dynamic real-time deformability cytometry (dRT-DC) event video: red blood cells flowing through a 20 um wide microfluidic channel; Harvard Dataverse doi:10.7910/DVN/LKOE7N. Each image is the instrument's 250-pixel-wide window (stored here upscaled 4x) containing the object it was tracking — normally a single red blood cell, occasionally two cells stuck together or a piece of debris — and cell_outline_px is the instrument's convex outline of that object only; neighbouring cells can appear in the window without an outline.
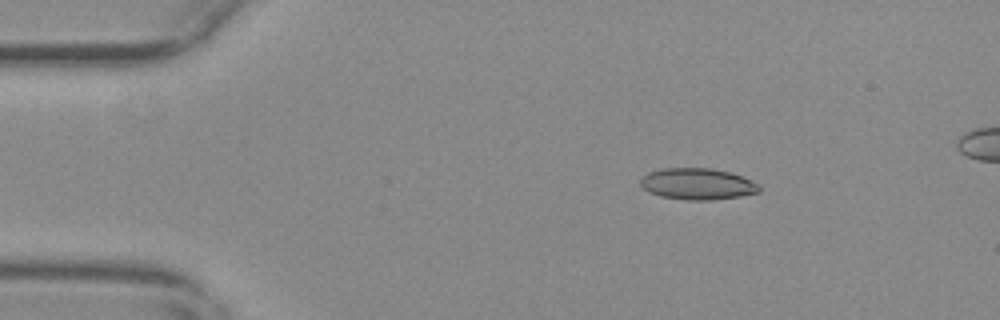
{"species": "common noctule bat (a hibernating species)", "species_latin": "Nyctalus noctula", "temperature_condition": "warm", "stored_images_in_passage": 54, "camera_frame_rate_fps": 3000, "um_per_image_px": 0.085, "animal": {"sex": "female", "body_mass_g": 29.2, "forearm_length_mm": 56.3}, "frame": {"image": 1, "passage_image": 8, "time_ms": 2.333, "image_size_px": [1000, 320], "cell_outline_px": [[760, 192], [740, 196], [712, 200], [688, 200], [660, 196], [648, 192], [640, 184], [640, 180], [648, 172], [664, 168], [708, 168], [728, 172], [752, 180], [760, 184]], "centroid_in_image_um": [59.29, 15.64], "position_along_channel_um": 25.7, "area_um2": 21.68}}
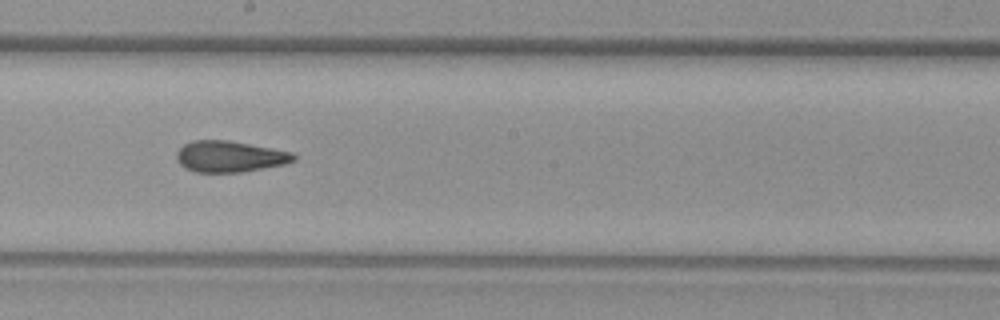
{"frame": {"image": 2, "passage_image": 30, "time_ms": 9.667, "image_size_px": [1000, 320], "cell_outline_px": [[296, 160], [284, 164], [240, 172], [196, 172], [184, 168], [180, 164], [176, 156], [176, 152], [184, 144], [192, 140], [228, 140], [292, 152], [296, 156]], "centroid_in_image_um": [19.5, 13.3], "position_along_channel_um": 228.7, "area_um2": 21.15}}
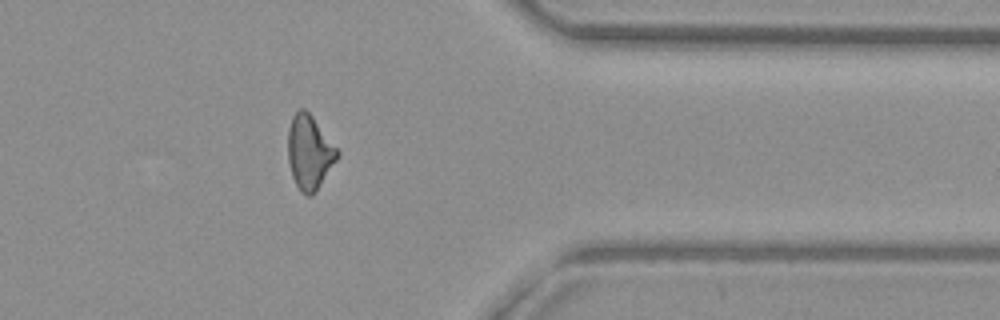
{"frame": {"image": 3, "passage_image": 44, "time_ms": 14.333, "image_size_px": [1000, 320], "cell_outline_px": [[340, 156], [316, 192], [312, 196], [308, 196], [300, 192], [292, 176], [288, 160], [288, 128], [292, 116], [300, 108], [304, 108], [312, 116], [340, 152]], "centroid_in_image_um": [26.31, 12.97], "position_along_channel_um": 385.1, "area_um2": 21.44}, "authors_computed_cell_mechanics": {"area_um2": 21.3282, "velocity_mm_per_s": 3.697, "shape_relaxation_time_tau1_ms": null, "shape_relaxation_time_tau2_ms": 2.3759, "deformation_change_tau1": null, "deformation_change_tau2": 0.1071}}